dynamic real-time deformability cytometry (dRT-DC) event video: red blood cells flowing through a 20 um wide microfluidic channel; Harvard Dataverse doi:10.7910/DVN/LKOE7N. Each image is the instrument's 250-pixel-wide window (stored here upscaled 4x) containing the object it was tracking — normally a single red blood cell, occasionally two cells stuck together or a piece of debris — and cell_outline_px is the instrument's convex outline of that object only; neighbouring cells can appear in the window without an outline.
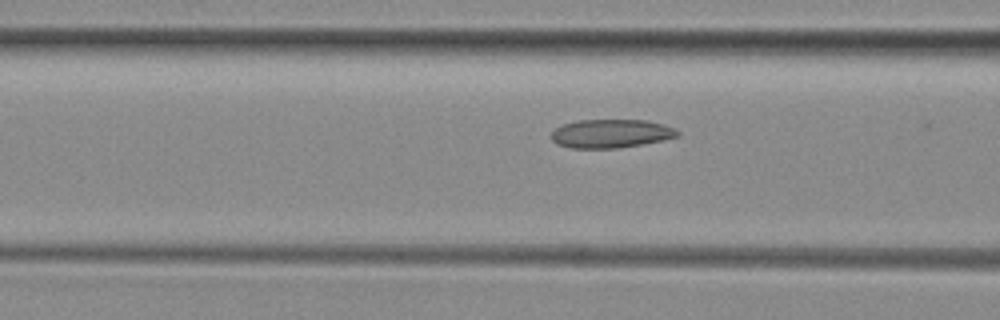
{"species": "common noctule bat (a hibernating species)", "species_latin": "Nyctalus noctula", "temperature_condition": "room temperature", "stored_images_in_passage": 21, "camera_frame_rate_fps": 3000, "um_per_image_px": 0.085, "animal": {"sex": "female", "body_mass_g": 29.2, "forearm_length_mm": 56.3}, "frame": {"image": 1, "passage_image": 20, "time_ms": 6.333, "image_size_px": [1000, 320], "cell_outline_px": [[680, 136], [664, 140], [620, 148], [572, 148], [556, 144], [552, 140], [552, 132], [556, 128], [564, 124], [576, 120], [648, 120], [664, 124], [676, 128], [680, 132]], "centroid_in_image_um": [51.98, 11.35], "position_along_channel_um": 114.6, "area_um2": 21.21}}